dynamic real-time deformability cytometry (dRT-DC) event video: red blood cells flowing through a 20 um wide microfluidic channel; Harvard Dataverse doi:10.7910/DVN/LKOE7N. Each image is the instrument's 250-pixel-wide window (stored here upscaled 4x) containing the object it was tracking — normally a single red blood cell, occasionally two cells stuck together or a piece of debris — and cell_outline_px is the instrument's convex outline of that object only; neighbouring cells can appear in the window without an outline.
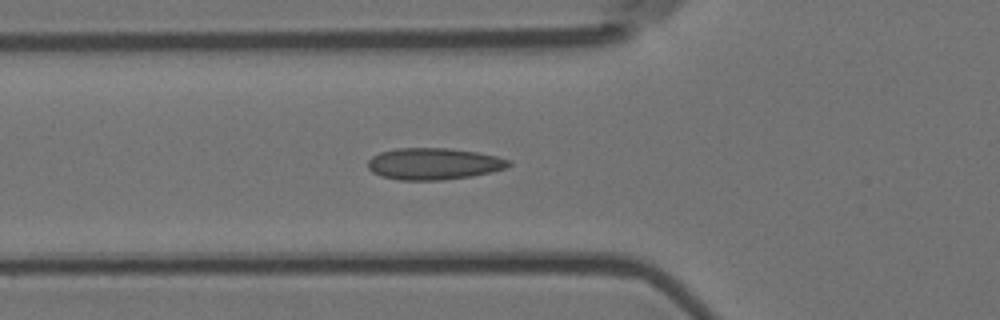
{"species": "Egyptian fruit bat (a non-hibernating species)", "species_latin": "Rousettus aegyptiacus", "temperature_condition": "room temperature", "stored_images_in_passage": 35, "camera_frame_rate_fps": 3000, "um_per_image_px": 0.085, "animal": {"sex": "female"}, "frame": {"image": 1, "passage_image": 2, "time_ms": 0.333, "image_size_px": [1000, 320], "cell_outline_px": [[512, 164], [508, 168], [492, 172], [472, 176], [444, 180], [400, 180], [380, 176], [372, 172], [368, 168], [368, 160], [372, 156], [380, 152], [396, 148], [448, 148], [476, 152], [496, 156], [512, 160]], "centroid_in_image_um": [36.89, 13.93], "position_along_channel_um": 88.9, "area_um2": 26.24}}
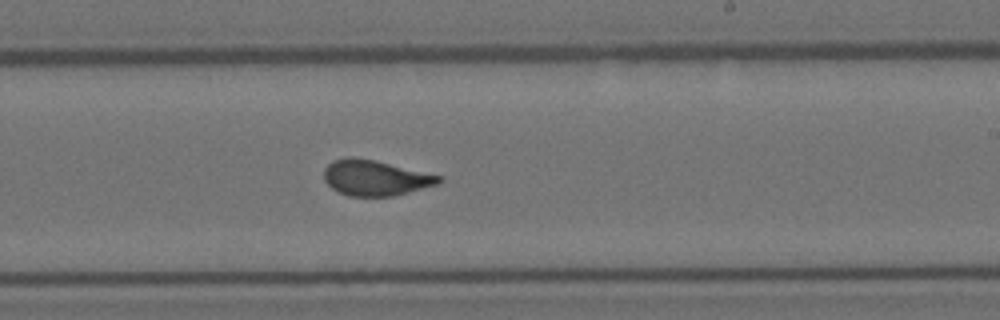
{"frame": {"image": 2, "passage_image": 16, "time_ms": 5.0, "image_size_px": [1000, 320], "cell_outline_px": [[444, 180], [440, 184], [392, 196], [348, 196], [336, 192], [324, 180], [324, 168], [332, 160], [352, 156], [376, 160], [444, 176]], "centroid_in_image_um": [31.92, 15.11], "position_along_channel_um": 257.1, "area_um2": 24.16}}
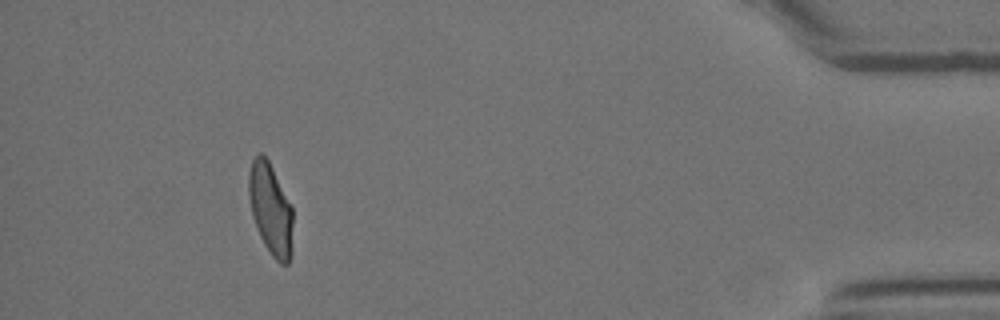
{"frame": {"image": 3, "passage_image": 34, "time_ms": 11.0, "image_size_px": [1000, 320], "cell_outline_px": [[292, 256], [288, 264], [280, 264], [272, 256], [264, 244], [256, 228], [252, 216], [248, 196], [248, 172], [252, 160], [260, 152], [268, 160], [292, 208]], "centroid_in_image_um": [22.98, 17.82], "position_along_channel_um": 412.2, "area_um2": 23.52}}